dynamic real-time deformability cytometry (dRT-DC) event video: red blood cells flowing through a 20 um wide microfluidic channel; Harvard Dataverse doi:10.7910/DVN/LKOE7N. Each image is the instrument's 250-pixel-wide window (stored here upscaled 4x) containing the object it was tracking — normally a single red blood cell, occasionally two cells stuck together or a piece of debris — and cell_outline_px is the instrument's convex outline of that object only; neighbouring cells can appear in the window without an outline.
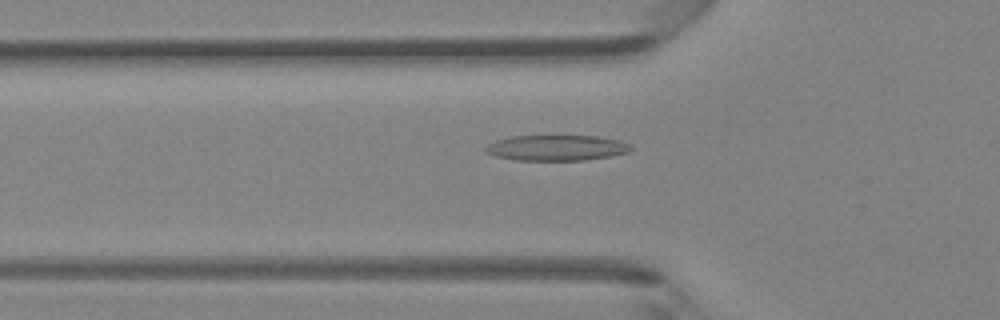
{"species": "Egyptian fruit bat (a non-hibernating species)", "species_latin": "Rousettus aegyptiacus", "temperature_condition": "room temperature", "stored_images_in_passage": 47, "camera_frame_rate_fps": 3000, "um_per_image_px": 0.085, "animal": {"sex": "female"}, "frame": {"image": 1, "passage_image": 16, "time_ms": 5.0, "image_size_px": [1000, 320], "cell_outline_px": [[632, 148], [628, 152], [612, 156], [584, 160], [516, 160], [496, 156], [484, 152], [484, 148], [488, 144], [496, 140], [512, 136], [596, 136], [620, 140], [628, 144]], "centroid_in_image_um": [47.29, 12.56], "position_along_channel_um": 78.5, "area_um2": 21.62}}
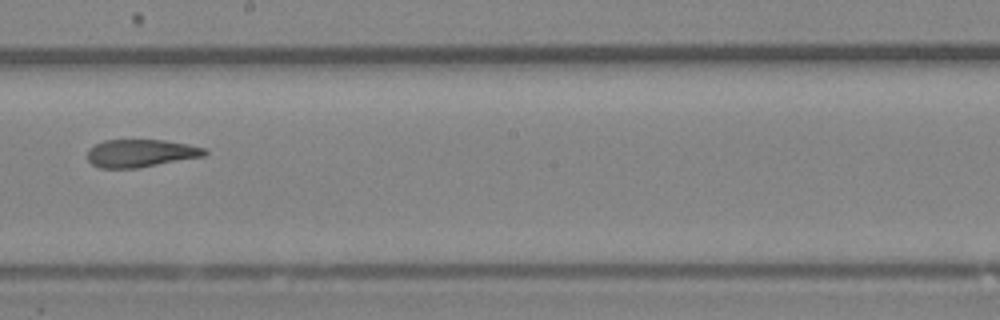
{"frame": {"image": 2, "passage_image": 27, "time_ms": 8.667, "image_size_px": [1000, 320], "cell_outline_px": [[208, 152], [204, 156], [136, 168], [100, 168], [92, 164], [88, 160], [88, 148], [104, 140], [164, 140], [188, 144], [204, 148]], "centroid_in_image_um": [11.94, 13.02], "position_along_channel_um": 236.3, "area_um2": 18.84}}
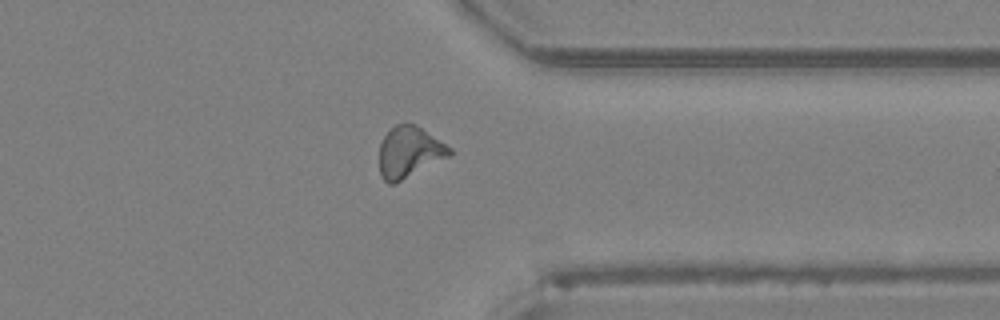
{"frame": {"image": 3, "passage_image": 37, "time_ms": 12.0, "image_size_px": [1000, 320], "cell_outline_px": [[452, 156], [396, 184], [388, 184], [380, 176], [380, 144], [384, 136], [396, 124], [416, 124], [452, 148]], "centroid_in_image_um": [34.82, 12.97], "position_along_channel_um": 376.6, "area_um2": 21.21}, "authors_computed_cell_mechanics": {"area_um2": 20.6924, "velocity_mm_per_s": 4.3237, "shape_relaxation_time_tau1_ms": 8.2214, "shape_relaxation_time_tau2_ms": 3.1269, "deformation_change_tau1": 0.2309, "deformation_change_tau2": 0.132}}